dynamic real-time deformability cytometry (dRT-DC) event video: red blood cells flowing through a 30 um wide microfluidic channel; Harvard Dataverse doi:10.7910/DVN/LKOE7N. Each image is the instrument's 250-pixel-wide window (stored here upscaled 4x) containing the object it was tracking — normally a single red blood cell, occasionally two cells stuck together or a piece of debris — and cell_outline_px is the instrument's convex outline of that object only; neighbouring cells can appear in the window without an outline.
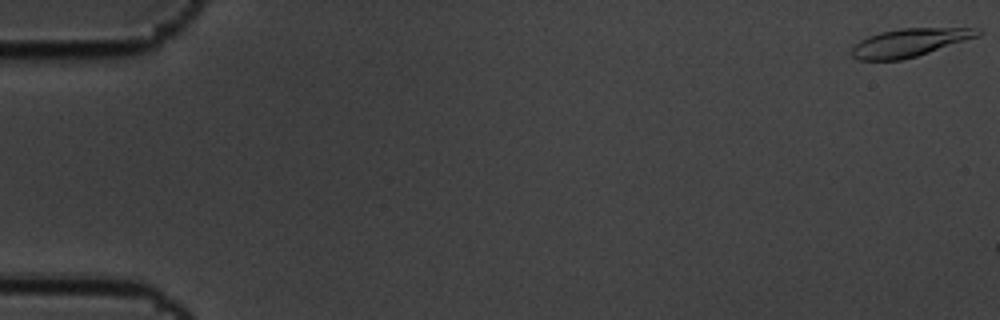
{"species": "common noctule bat (a hibernating species)", "species_latin": "Nyctalus noctula", "temperature_condition": "cold", "stored_images_in_passage": 8, "camera_frame_rate_fps": 3000, "um_per_image_px": 0.085, "animal": {"sex": "male", "body_mass_g": 19.5, "forearm_length_mm": 54.6}, "frame": {"image": 1, "passage_image": 1, "time_ms": 0.0, "image_size_px": [1000, 320], "cell_outline_px": [[980, 36], [916, 56], [900, 60], [860, 60], [852, 56], [848, 52], [860, 40], [868, 36], [880, 32], [900, 28], [980, 28]], "centroid_in_image_um": [77.29, 3.62], "position_along_channel_um": 7.7, "area_um2": 20.58}}